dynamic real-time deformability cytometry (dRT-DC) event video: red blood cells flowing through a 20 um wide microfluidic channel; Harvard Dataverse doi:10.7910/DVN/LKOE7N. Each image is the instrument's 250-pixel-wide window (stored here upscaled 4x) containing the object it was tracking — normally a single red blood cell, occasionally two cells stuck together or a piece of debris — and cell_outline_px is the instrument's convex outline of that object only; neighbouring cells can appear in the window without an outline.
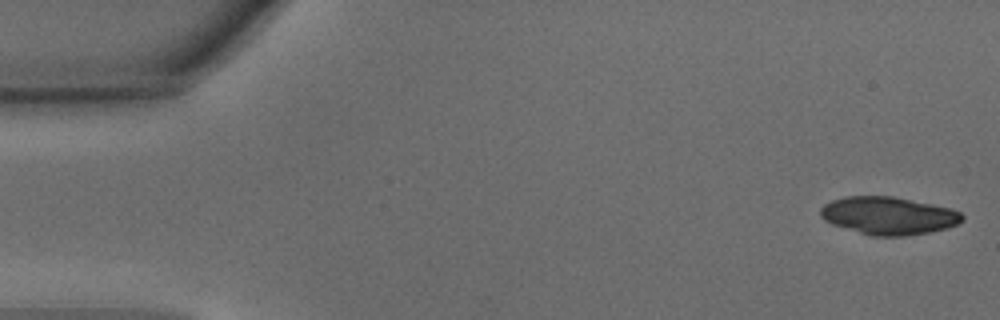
{"species": "common noctule bat (a hibernating species)", "species_latin": "Nyctalus noctula", "temperature_condition": "warm", "stored_images_in_passage": 44, "camera_frame_rate_fps": 3000, "um_per_image_px": 0.085, "animal": {"sex": "male", "body_mass_g": 15.6}, "frame": {"image": 1, "passage_image": 1, "time_ms": 0.0, "image_size_px": [1000, 320], "cell_outline_px": [[964, 220], [960, 224], [948, 228], [928, 232], [904, 236], [872, 236], [832, 224], [824, 220], [820, 216], [820, 208], [824, 204], [832, 200], [844, 196], [892, 196], [952, 208], [960, 212], [964, 216]], "centroid_in_image_um": [75.54, 18.33], "position_along_channel_um": 9.5, "area_um2": 31.33}}
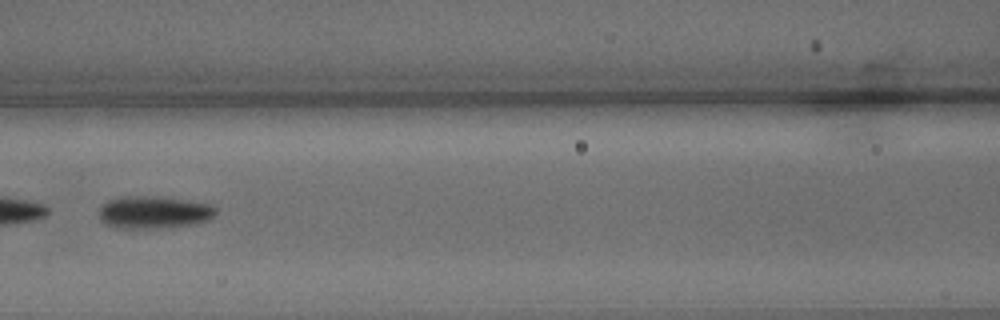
{"frame": {"image": 2, "passage_image": 20, "time_ms": 6.333, "image_size_px": [1000, 320], "cell_outline_px": [[216, 216], [208, 220], [192, 224], [164, 228], [116, 228], [104, 224], [100, 220], [100, 204], [108, 200], [124, 196], [152, 196], [184, 200], [212, 204], [216, 208]], "centroid_in_image_um": [13.06, 18.05], "position_along_channel_um": 153.5, "area_um2": 22.25}}
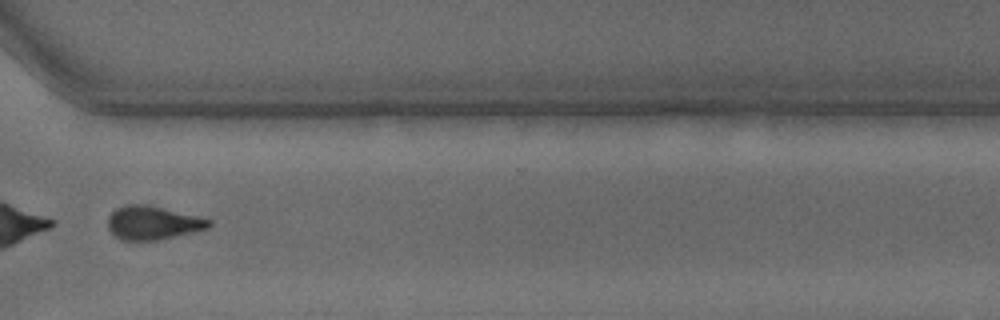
{"frame": {"image": 3, "passage_image": 34, "time_ms": 11.0, "image_size_px": [1000, 320], "cell_outline_px": [[212, 224], [208, 228], [160, 240], [120, 240], [108, 228], [108, 216], [116, 208], [124, 204], [148, 204], [212, 220]], "centroid_in_image_um": [12.96, 18.93], "position_along_channel_um": 357.6, "area_um2": 19.77}, "authors_computed_cell_mechanics": {"area_um2": 22.0796, "velocity_mm_per_s": 4.3749, "shape_relaxation_time_tau1_ms": 2.5811, "shape_relaxation_time_tau2_ms": 9.1104, "deformation_change_tau1": 0.1229, "deformation_change_tau2": 0.1676}}